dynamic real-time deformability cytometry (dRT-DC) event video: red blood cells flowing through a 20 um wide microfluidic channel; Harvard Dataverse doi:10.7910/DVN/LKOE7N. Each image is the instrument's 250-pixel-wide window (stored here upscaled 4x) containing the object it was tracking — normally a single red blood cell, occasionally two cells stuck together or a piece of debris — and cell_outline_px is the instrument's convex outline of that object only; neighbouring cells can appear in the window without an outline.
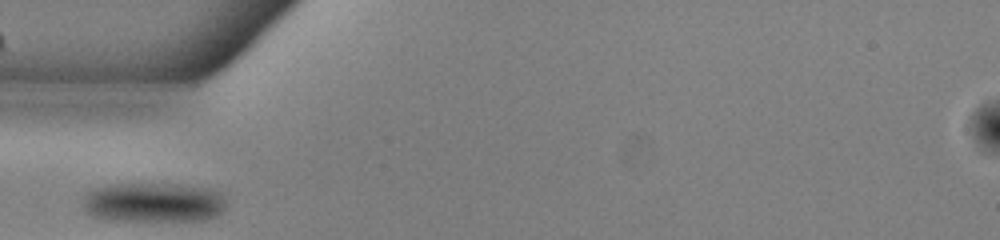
{"species": "common noctule bat (a hibernating species)", "species_latin": "Nyctalus noctula", "temperature_condition": "warm", "stored_images_in_passage": 34, "camera_frame_rate_fps": 3000, "um_per_image_px": 0.085, "animal": {"sex": "male", "body_mass_g": 13.0, "forearm_length_mm": 53.1}, "frame": {"image": 1, "passage_image": 1, "time_ms": 0.0, "image_size_px": [1000, 240], "cell_outline_px": [[228, 208], [220, 216], [204, 220], [108, 220], [92, 216], [80, 204], [84, 196], [92, 188], [108, 184], [176, 184], [204, 188], [216, 192], [224, 200]], "centroid_in_image_um": [13.01, 17.21], "position_along_channel_um": 72.0, "area_um2": 33.35}}
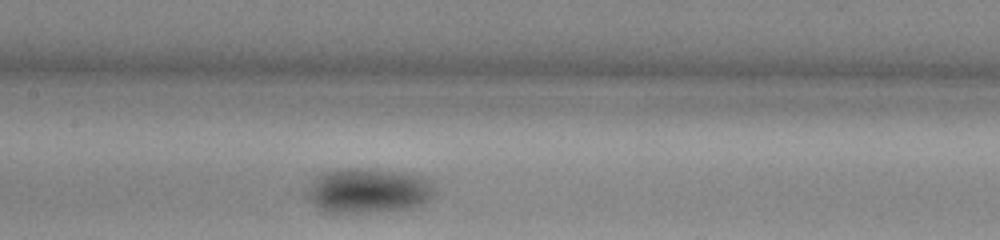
{"frame": {"image": 2, "passage_image": 9, "time_ms": 2.667, "image_size_px": [1000, 240], "cell_outline_px": [[436, 192], [432, 200], [424, 204], [412, 208], [376, 212], [320, 212], [304, 196], [312, 184], [324, 172], [340, 168], [356, 168], [392, 172], [420, 176], [432, 180]], "centroid_in_image_um": [31.33, 16.24], "position_along_channel_um": 176.1, "area_um2": 33.47}}
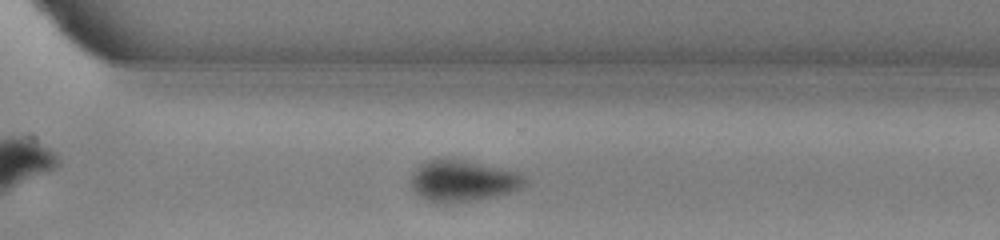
{"frame": {"image": 3, "passage_image": 21, "time_ms": 6.667, "image_size_px": [1000, 240], "cell_outline_px": [[528, 184], [512, 192], [496, 196], [476, 200], [440, 204], [428, 200], [420, 196], [416, 192], [412, 184], [412, 172], [420, 164], [428, 160], [440, 156], [460, 156], [516, 172], [524, 176]], "centroid_in_image_um": [39.35, 15.31], "position_along_channel_um": 331.3, "area_um2": 28.38}}